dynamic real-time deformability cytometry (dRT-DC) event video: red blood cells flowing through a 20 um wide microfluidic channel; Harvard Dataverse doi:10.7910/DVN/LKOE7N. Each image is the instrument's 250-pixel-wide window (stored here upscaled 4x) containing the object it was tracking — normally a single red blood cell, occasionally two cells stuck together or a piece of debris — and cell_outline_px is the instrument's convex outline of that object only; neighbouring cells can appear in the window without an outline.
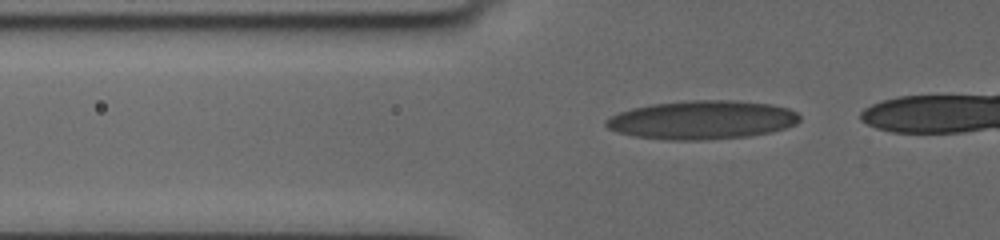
{"species": "human", "species_latin": "Homo sapiens", "temperature_condition": "cold", "stored_images_in_passage": 24, "camera_frame_rate_fps": 3000, "um_per_image_px": 0.085, "donor": {"sex": "female"}, "frame": {"image": 1, "passage_image": 18, "time_ms": 3.333, "image_size_px": [1000, 240], "cell_outline_px": [[800, 120], [796, 124], [772, 132], [748, 136], [700, 140], [668, 140], [636, 136], [616, 132], [608, 128], [604, 124], [604, 120], [620, 112], [632, 108], [652, 104], [692, 100], [736, 100], [772, 104], [788, 108], [796, 112], [800, 116]], "centroid_in_image_um": [59.69, 10.19], "position_along_channel_um": 66.1, "area_um2": 43.64}}